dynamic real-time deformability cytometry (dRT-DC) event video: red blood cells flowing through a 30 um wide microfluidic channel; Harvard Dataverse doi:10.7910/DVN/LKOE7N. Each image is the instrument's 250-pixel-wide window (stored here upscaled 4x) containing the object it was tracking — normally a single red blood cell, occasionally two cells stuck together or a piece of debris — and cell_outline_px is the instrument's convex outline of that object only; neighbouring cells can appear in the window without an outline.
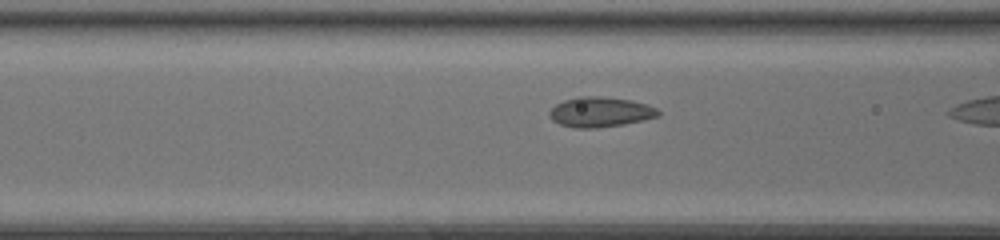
{"species": "common noctule bat (a hibernating species)", "species_latin": "Nyctalus noctula", "temperature_condition": "room temperature", "stored_images_in_passage": 9, "camera_frame_rate_fps": 3000, "um_per_image_px": 0.085, "animal": {"sex": "female", "body_mass_g": 20.0, "forearm_length_mm": 54.0}, "frame": {"image": 1, "passage_image": 8, "time_ms": 2.333, "image_size_px": [1000, 240], "cell_outline_px": [[660, 116], [624, 124], [596, 128], [576, 128], [560, 124], [552, 120], [548, 116], [548, 112], [556, 104], [564, 100], [576, 96], [600, 96], [632, 100], [648, 104], [656, 108], [660, 112]], "centroid_in_image_um": [51.01, 9.51], "position_along_channel_um": 115.6, "area_um2": 19.19}}